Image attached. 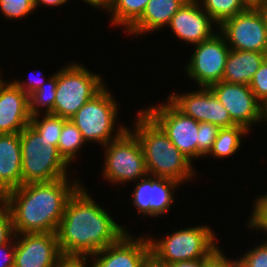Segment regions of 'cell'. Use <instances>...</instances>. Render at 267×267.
<instances>
[{"instance_id": "cell-19", "label": "cell", "mask_w": 267, "mask_h": 267, "mask_svg": "<svg viewBox=\"0 0 267 267\" xmlns=\"http://www.w3.org/2000/svg\"><path fill=\"white\" fill-rule=\"evenodd\" d=\"M22 185L20 133L0 134V199Z\"/></svg>"}, {"instance_id": "cell-39", "label": "cell", "mask_w": 267, "mask_h": 267, "mask_svg": "<svg viewBox=\"0 0 267 267\" xmlns=\"http://www.w3.org/2000/svg\"><path fill=\"white\" fill-rule=\"evenodd\" d=\"M86 258H63L56 267H87Z\"/></svg>"}, {"instance_id": "cell-34", "label": "cell", "mask_w": 267, "mask_h": 267, "mask_svg": "<svg viewBox=\"0 0 267 267\" xmlns=\"http://www.w3.org/2000/svg\"><path fill=\"white\" fill-rule=\"evenodd\" d=\"M12 242L0 246V267H14L15 243Z\"/></svg>"}, {"instance_id": "cell-12", "label": "cell", "mask_w": 267, "mask_h": 267, "mask_svg": "<svg viewBox=\"0 0 267 267\" xmlns=\"http://www.w3.org/2000/svg\"><path fill=\"white\" fill-rule=\"evenodd\" d=\"M229 112L235 125L250 130L262 121L263 105L256 99L249 85L220 81L209 87Z\"/></svg>"}, {"instance_id": "cell-3", "label": "cell", "mask_w": 267, "mask_h": 267, "mask_svg": "<svg viewBox=\"0 0 267 267\" xmlns=\"http://www.w3.org/2000/svg\"><path fill=\"white\" fill-rule=\"evenodd\" d=\"M134 131L143 150L148 175L173 179L179 183L195 176L192 162L143 109L138 112Z\"/></svg>"}, {"instance_id": "cell-36", "label": "cell", "mask_w": 267, "mask_h": 267, "mask_svg": "<svg viewBox=\"0 0 267 267\" xmlns=\"http://www.w3.org/2000/svg\"><path fill=\"white\" fill-rule=\"evenodd\" d=\"M30 78V77H29ZM33 80V79H32ZM38 80V79H37ZM37 80H33V81H29L28 84L27 83H22L21 81H13L23 92H25L28 96L30 94H32L34 91L38 90L42 84H43V80L39 79ZM21 82V83H20ZM27 84V85H26Z\"/></svg>"}, {"instance_id": "cell-44", "label": "cell", "mask_w": 267, "mask_h": 267, "mask_svg": "<svg viewBox=\"0 0 267 267\" xmlns=\"http://www.w3.org/2000/svg\"><path fill=\"white\" fill-rule=\"evenodd\" d=\"M264 20H265L266 40H267V6L266 5H264Z\"/></svg>"}, {"instance_id": "cell-23", "label": "cell", "mask_w": 267, "mask_h": 267, "mask_svg": "<svg viewBox=\"0 0 267 267\" xmlns=\"http://www.w3.org/2000/svg\"><path fill=\"white\" fill-rule=\"evenodd\" d=\"M249 131L244 127L235 125L228 128H220L217 138L215 139L212 149L208 155L212 154L219 159L222 157H228L237 152L241 145V137L247 134Z\"/></svg>"}, {"instance_id": "cell-26", "label": "cell", "mask_w": 267, "mask_h": 267, "mask_svg": "<svg viewBox=\"0 0 267 267\" xmlns=\"http://www.w3.org/2000/svg\"><path fill=\"white\" fill-rule=\"evenodd\" d=\"M57 87V72L48 79L47 84L42 86L29 95V110L31 116L40 114V106H45L46 114L54 115V101Z\"/></svg>"}, {"instance_id": "cell-40", "label": "cell", "mask_w": 267, "mask_h": 267, "mask_svg": "<svg viewBox=\"0 0 267 267\" xmlns=\"http://www.w3.org/2000/svg\"><path fill=\"white\" fill-rule=\"evenodd\" d=\"M68 0H33L34 2V7L36 8L37 6H39L40 4L42 5H48V6H61L63 4H65Z\"/></svg>"}, {"instance_id": "cell-24", "label": "cell", "mask_w": 267, "mask_h": 267, "mask_svg": "<svg viewBox=\"0 0 267 267\" xmlns=\"http://www.w3.org/2000/svg\"><path fill=\"white\" fill-rule=\"evenodd\" d=\"M200 3L217 25L251 7L245 0H202Z\"/></svg>"}, {"instance_id": "cell-25", "label": "cell", "mask_w": 267, "mask_h": 267, "mask_svg": "<svg viewBox=\"0 0 267 267\" xmlns=\"http://www.w3.org/2000/svg\"><path fill=\"white\" fill-rule=\"evenodd\" d=\"M84 143L85 141L83 140L81 131L71 119H66L63 123L57 146L59 154L70 164L75 158L77 151Z\"/></svg>"}, {"instance_id": "cell-8", "label": "cell", "mask_w": 267, "mask_h": 267, "mask_svg": "<svg viewBox=\"0 0 267 267\" xmlns=\"http://www.w3.org/2000/svg\"><path fill=\"white\" fill-rule=\"evenodd\" d=\"M104 178L113 183L136 181L148 175L143 150L133 130L105 145Z\"/></svg>"}, {"instance_id": "cell-37", "label": "cell", "mask_w": 267, "mask_h": 267, "mask_svg": "<svg viewBox=\"0 0 267 267\" xmlns=\"http://www.w3.org/2000/svg\"><path fill=\"white\" fill-rule=\"evenodd\" d=\"M141 267H168V264L160 260L154 253L150 251L145 256Z\"/></svg>"}, {"instance_id": "cell-10", "label": "cell", "mask_w": 267, "mask_h": 267, "mask_svg": "<svg viewBox=\"0 0 267 267\" xmlns=\"http://www.w3.org/2000/svg\"><path fill=\"white\" fill-rule=\"evenodd\" d=\"M168 103V104H167ZM167 103L150 106L144 111L163 129L170 141L191 161L197 158L199 123L181 111L169 100Z\"/></svg>"}, {"instance_id": "cell-4", "label": "cell", "mask_w": 267, "mask_h": 267, "mask_svg": "<svg viewBox=\"0 0 267 267\" xmlns=\"http://www.w3.org/2000/svg\"><path fill=\"white\" fill-rule=\"evenodd\" d=\"M22 150V184L49 182L66 178L69 165L56 146L30 124L20 132Z\"/></svg>"}, {"instance_id": "cell-32", "label": "cell", "mask_w": 267, "mask_h": 267, "mask_svg": "<svg viewBox=\"0 0 267 267\" xmlns=\"http://www.w3.org/2000/svg\"><path fill=\"white\" fill-rule=\"evenodd\" d=\"M254 204L248 227L267 232V194L256 199Z\"/></svg>"}, {"instance_id": "cell-29", "label": "cell", "mask_w": 267, "mask_h": 267, "mask_svg": "<svg viewBox=\"0 0 267 267\" xmlns=\"http://www.w3.org/2000/svg\"><path fill=\"white\" fill-rule=\"evenodd\" d=\"M219 127L208 123H199V141H197V157H205L212 149L213 143L217 138Z\"/></svg>"}, {"instance_id": "cell-38", "label": "cell", "mask_w": 267, "mask_h": 267, "mask_svg": "<svg viewBox=\"0 0 267 267\" xmlns=\"http://www.w3.org/2000/svg\"><path fill=\"white\" fill-rule=\"evenodd\" d=\"M210 258H203V259H194L188 261H178L171 264H168V267H204V264Z\"/></svg>"}, {"instance_id": "cell-13", "label": "cell", "mask_w": 267, "mask_h": 267, "mask_svg": "<svg viewBox=\"0 0 267 267\" xmlns=\"http://www.w3.org/2000/svg\"><path fill=\"white\" fill-rule=\"evenodd\" d=\"M168 98L179 111L198 123L208 122L219 128L235 126L229 112L210 88L201 87L198 91L182 95L172 93Z\"/></svg>"}, {"instance_id": "cell-18", "label": "cell", "mask_w": 267, "mask_h": 267, "mask_svg": "<svg viewBox=\"0 0 267 267\" xmlns=\"http://www.w3.org/2000/svg\"><path fill=\"white\" fill-rule=\"evenodd\" d=\"M31 120L29 96L14 82L0 85V134L20 133Z\"/></svg>"}, {"instance_id": "cell-15", "label": "cell", "mask_w": 267, "mask_h": 267, "mask_svg": "<svg viewBox=\"0 0 267 267\" xmlns=\"http://www.w3.org/2000/svg\"><path fill=\"white\" fill-rule=\"evenodd\" d=\"M181 183L164 177L147 175L135 185L133 204L138 208L137 214L158 217L169 211L174 201L171 191Z\"/></svg>"}, {"instance_id": "cell-31", "label": "cell", "mask_w": 267, "mask_h": 267, "mask_svg": "<svg viewBox=\"0 0 267 267\" xmlns=\"http://www.w3.org/2000/svg\"><path fill=\"white\" fill-rule=\"evenodd\" d=\"M237 267H267V242L248 250L240 259Z\"/></svg>"}, {"instance_id": "cell-2", "label": "cell", "mask_w": 267, "mask_h": 267, "mask_svg": "<svg viewBox=\"0 0 267 267\" xmlns=\"http://www.w3.org/2000/svg\"><path fill=\"white\" fill-rule=\"evenodd\" d=\"M68 179L22 184L0 199L11 212L15 234L57 233L65 205L80 186Z\"/></svg>"}, {"instance_id": "cell-27", "label": "cell", "mask_w": 267, "mask_h": 267, "mask_svg": "<svg viewBox=\"0 0 267 267\" xmlns=\"http://www.w3.org/2000/svg\"><path fill=\"white\" fill-rule=\"evenodd\" d=\"M42 120L39 118V114L31 116L30 125L45 139L51 141V144L58 146L59 137L63 127V123L66 120L60 116L53 114H46Z\"/></svg>"}, {"instance_id": "cell-21", "label": "cell", "mask_w": 267, "mask_h": 267, "mask_svg": "<svg viewBox=\"0 0 267 267\" xmlns=\"http://www.w3.org/2000/svg\"><path fill=\"white\" fill-rule=\"evenodd\" d=\"M266 58L267 54L261 52L230 49L222 81L249 85L253 75Z\"/></svg>"}, {"instance_id": "cell-35", "label": "cell", "mask_w": 267, "mask_h": 267, "mask_svg": "<svg viewBox=\"0 0 267 267\" xmlns=\"http://www.w3.org/2000/svg\"><path fill=\"white\" fill-rule=\"evenodd\" d=\"M204 267H237L236 259L231 261L220 249L204 264Z\"/></svg>"}, {"instance_id": "cell-14", "label": "cell", "mask_w": 267, "mask_h": 267, "mask_svg": "<svg viewBox=\"0 0 267 267\" xmlns=\"http://www.w3.org/2000/svg\"><path fill=\"white\" fill-rule=\"evenodd\" d=\"M14 239V267H56L63 259L57 233L15 234Z\"/></svg>"}, {"instance_id": "cell-33", "label": "cell", "mask_w": 267, "mask_h": 267, "mask_svg": "<svg viewBox=\"0 0 267 267\" xmlns=\"http://www.w3.org/2000/svg\"><path fill=\"white\" fill-rule=\"evenodd\" d=\"M0 203V246H2L8 243L12 236H15V233L10 210L2 200Z\"/></svg>"}, {"instance_id": "cell-30", "label": "cell", "mask_w": 267, "mask_h": 267, "mask_svg": "<svg viewBox=\"0 0 267 267\" xmlns=\"http://www.w3.org/2000/svg\"><path fill=\"white\" fill-rule=\"evenodd\" d=\"M249 88L262 105L267 102V58L253 75Z\"/></svg>"}, {"instance_id": "cell-5", "label": "cell", "mask_w": 267, "mask_h": 267, "mask_svg": "<svg viewBox=\"0 0 267 267\" xmlns=\"http://www.w3.org/2000/svg\"><path fill=\"white\" fill-rule=\"evenodd\" d=\"M148 239L151 252L167 264L211 258L219 250L214 232L208 226L180 229L159 241Z\"/></svg>"}, {"instance_id": "cell-43", "label": "cell", "mask_w": 267, "mask_h": 267, "mask_svg": "<svg viewBox=\"0 0 267 267\" xmlns=\"http://www.w3.org/2000/svg\"><path fill=\"white\" fill-rule=\"evenodd\" d=\"M262 119H264V121H267V102L263 105Z\"/></svg>"}, {"instance_id": "cell-17", "label": "cell", "mask_w": 267, "mask_h": 267, "mask_svg": "<svg viewBox=\"0 0 267 267\" xmlns=\"http://www.w3.org/2000/svg\"><path fill=\"white\" fill-rule=\"evenodd\" d=\"M150 251L148 237L137 240L125 233L117 242L93 254L96 257L91 267H141Z\"/></svg>"}, {"instance_id": "cell-9", "label": "cell", "mask_w": 267, "mask_h": 267, "mask_svg": "<svg viewBox=\"0 0 267 267\" xmlns=\"http://www.w3.org/2000/svg\"><path fill=\"white\" fill-rule=\"evenodd\" d=\"M218 26L231 50L267 54L264 5L251 6L246 11L226 19Z\"/></svg>"}, {"instance_id": "cell-11", "label": "cell", "mask_w": 267, "mask_h": 267, "mask_svg": "<svg viewBox=\"0 0 267 267\" xmlns=\"http://www.w3.org/2000/svg\"><path fill=\"white\" fill-rule=\"evenodd\" d=\"M194 52L186 71L199 87L209 88L222 81L224 67L230 48L222 34L217 32L207 40L194 45Z\"/></svg>"}, {"instance_id": "cell-1", "label": "cell", "mask_w": 267, "mask_h": 267, "mask_svg": "<svg viewBox=\"0 0 267 267\" xmlns=\"http://www.w3.org/2000/svg\"><path fill=\"white\" fill-rule=\"evenodd\" d=\"M126 231L80 185L70 196L57 230L63 258H86L117 242Z\"/></svg>"}, {"instance_id": "cell-20", "label": "cell", "mask_w": 267, "mask_h": 267, "mask_svg": "<svg viewBox=\"0 0 267 267\" xmlns=\"http://www.w3.org/2000/svg\"><path fill=\"white\" fill-rule=\"evenodd\" d=\"M187 0H149L142 16L127 30L140 35L169 25L173 15Z\"/></svg>"}, {"instance_id": "cell-16", "label": "cell", "mask_w": 267, "mask_h": 267, "mask_svg": "<svg viewBox=\"0 0 267 267\" xmlns=\"http://www.w3.org/2000/svg\"><path fill=\"white\" fill-rule=\"evenodd\" d=\"M212 22L215 21L198 1L187 0L173 15L168 27L180 40L196 45L215 34Z\"/></svg>"}, {"instance_id": "cell-7", "label": "cell", "mask_w": 267, "mask_h": 267, "mask_svg": "<svg viewBox=\"0 0 267 267\" xmlns=\"http://www.w3.org/2000/svg\"><path fill=\"white\" fill-rule=\"evenodd\" d=\"M117 111V102L104 87L92 99L88 100L70 119L81 131L85 142L94 140L105 146L127 130L126 127L121 126L118 132L116 130V135L113 134Z\"/></svg>"}, {"instance_id": "cell-41", "label": "cell", "mask_w": 267, "mask_h": 267, "mask_svg": "<svg viewBox=\"0 0 267 267\" xmlns=\"http://www.w3.org/2000/svg\"><path fill=\"white\" fill-rule=\"evenodd\" d=\"M89 3L92 7L104 8L110 0H83Z\"/></svg>"}, {"instance_id": "cell-45", "label": "cell", "mask_w": 267, "mask_h": 267, "mask_svg": "<svg viewBox=\"0 0 267 267\" xmlns=\"http://www.w3.org/2000/svg\"><path fill=\"white\" fill-rule=\"evenodd\" d=\"M0 75H1V74H0ZM0 77H1V76H0ZM3 82H4L3 79L0 78V85H1Z\"/></svg>"}, {"instance_id": "cell-22", "label": "cell", "mask_w": 267, "mask_h": 267, "mask_svg": "<svg viewBox=\"0 0 267 267\" xmlns=\"http://www.w3.org/2000/svg\"><path fill=\"white\" fill-rule=\"evenodd\" d=\"M149 0H110L103 8L112 16V24L128 30L143 14Z\"/></svg>"}, {"instance_id": "cell-42", "label": "cell", "mask_w": 267, "mask_h": 267, "mask_svg": "<svg viewBox=\"0 0 267 267\" xmlns=\"http://www.w3.org/2000/svg\"><path fill=\"white\" fill-rule=\"evenodd\" d=\"M250 6H262L265 5L267 0H245Z\"/></svg>"}, {"instance_id": "cell-28", "label": "cell", "mask_w": 267, "mask_h": 267, "mask_svg": "<svg viewBox=\"0 0 267 267\" xmlns=\"http://www.w3.org/2000/svg\"><path fill=\"white\" fill-rule=\"evenodd\" d=\"M2 14L9 19H21L35 10L33 0H0Z\"/></svg>"}, {"instance_id": "cell-6", "label": "cell", "mask_w": 267, "mask_h": 267, "mask_svg": "<svg viewBox=\"0 0 267 267\" xmlns=\"http://www.w3.org/2000/svg\"><path fill=\"white\" fill-rule=\"evenodd\" d=\"M100 75L72 63L57 72L54 115L70 119L104 87Z\"/></svg>"}]
</instances>
